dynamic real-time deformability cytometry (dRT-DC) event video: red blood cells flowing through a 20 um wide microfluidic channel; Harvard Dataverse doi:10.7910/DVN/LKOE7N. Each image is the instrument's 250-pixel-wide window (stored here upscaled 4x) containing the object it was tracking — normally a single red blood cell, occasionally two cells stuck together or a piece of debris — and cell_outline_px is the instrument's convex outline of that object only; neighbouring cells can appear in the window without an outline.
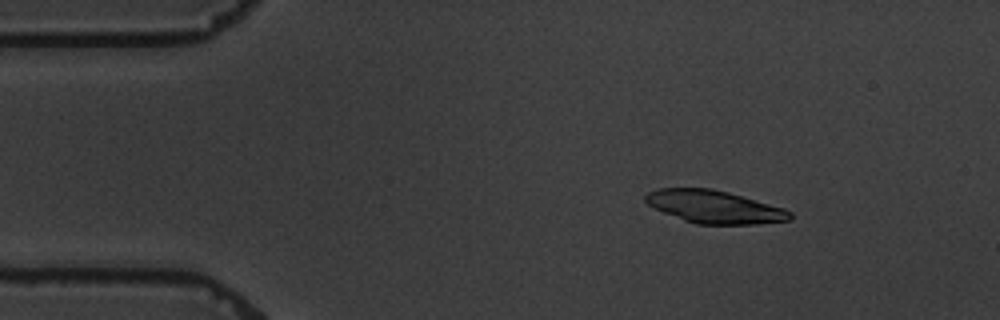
{"species": "common noctule bat (a hibernating species)", "species_latin": "Nyctalus noctula", "temperature_condition": "warm", "stored_images_in_passage": 4, "camera_frame_rate_fps": 3000, "um_per_image_px": 0.085, "animal": {"sex": "male", "body_mass_g": 19.5, "forearm_length_mm": 54.6}, "frame": {"image": 1, "passage_image": 2, "time_ms": 2.0, "image_size_px": [1000, 320], "cell_outline_px": [[792, 220], [756, 224], [696, 224], [684, 220], [664, 212], [648, 204], [644, 200], [644, 196], [648, 192], [656, 188], [712, 188], [728, 192], [784, 208], [792, 212]], "centroid_in_image_um": [60.73, 17.58], "position_along_channel_um": 24.3, "area_um2": 27.51}}